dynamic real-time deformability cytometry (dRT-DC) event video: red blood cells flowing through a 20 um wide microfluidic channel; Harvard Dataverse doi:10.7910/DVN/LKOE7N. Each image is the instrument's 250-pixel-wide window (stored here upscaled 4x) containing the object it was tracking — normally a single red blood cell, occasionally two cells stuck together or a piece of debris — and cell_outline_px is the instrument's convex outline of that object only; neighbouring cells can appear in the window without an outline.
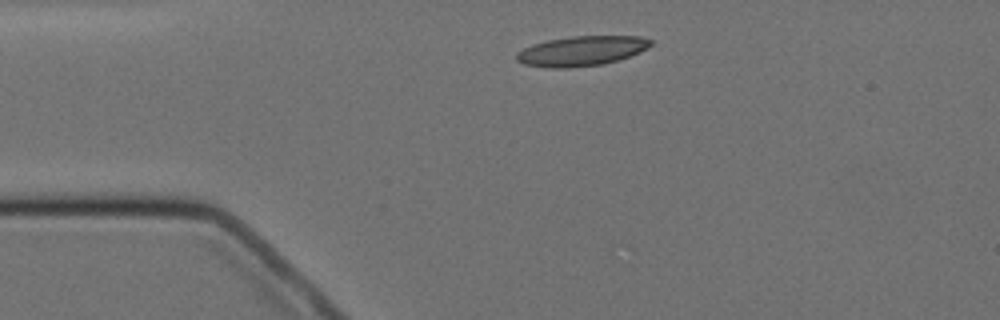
{"species": "Egyptian fruit bat (a non-hibernating species)", "species_latin": "Rousettus aegyptiacus", "temperature_condition": "cold", "stored_images_in_passage": 2, "camera_frame_rate_fps": 3000, "um_per_image_px": 0.085, "animal": {"sex": "female"}, "frame": {"image": 1, "passage_image": 1, "time_ms": 0.0, "image_size_px": [1000, 320], "cell_outline_px": [[652, 44], [648, 48], [640, 52], [620, 60], [604, 64], [568, 68], [548, 68], [524, 64], [516, 60], [516, 52], [532, 44], [548, 40], [572, 36], [640, 36], [652, 40]], "centroid_in_image_um": [49.44, 4.34], "position_along_channel_um": 35.6, "area_um2": 23.52}}